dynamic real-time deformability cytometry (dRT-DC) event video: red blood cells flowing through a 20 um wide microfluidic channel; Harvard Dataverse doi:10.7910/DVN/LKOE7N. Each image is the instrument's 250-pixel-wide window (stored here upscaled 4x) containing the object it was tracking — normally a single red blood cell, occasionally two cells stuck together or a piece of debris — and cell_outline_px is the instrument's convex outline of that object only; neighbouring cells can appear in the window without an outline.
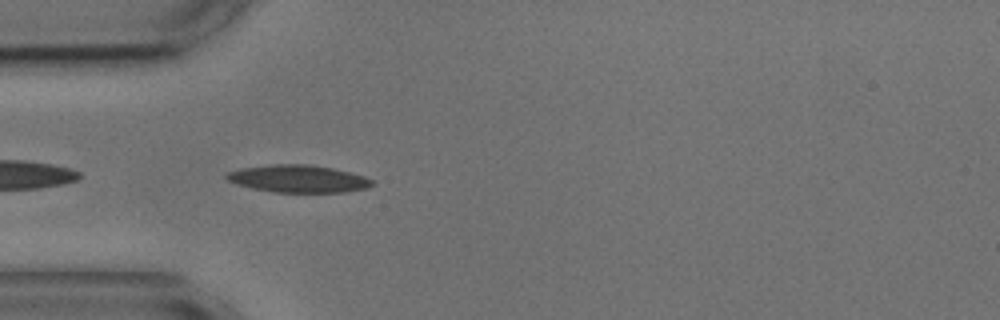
{"species": "common noctule bat (a hibernating species)", "species_latin": "Nyctalus noctula", "temperature_condition": "cold", "stored_images_in_passage": 9, "camera_frame_rate_fps": 3000, "um_per_image_px": 0.085, "animal": {"sex": "male", "body_mass_g": 17.9, "forearm_length_mm": 54.2}, "frame": {"image": 1, "passage_image": 3, "time_ms": 2.333, "image_size_px": [1000, 320], "cell_outline_px": [[376, 184], [368, 188], [344, 192], [272, 192], [252, 188], [236, 184], [228, 180], [224, 176], [228, 172], [240, 168], [268, 164], [308, 164], [332, 168], [364, 176], [372, 180]], "centroid_in_image_um": [25.34, 15.19], "position_along_channel_um": 59.7, "area_um2": 23.35}}
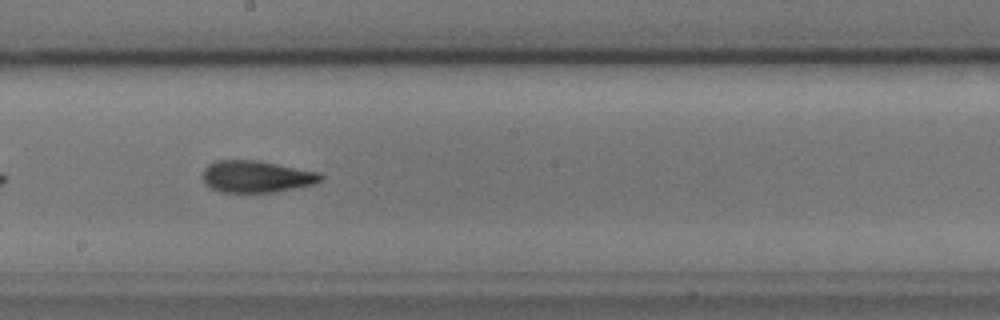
{"frame": {"image": 2, "passage_image": 7, "time_ms": 7.0, "image_size_px": [1000, 320], "cell_outline_px": [[324, 180], [312, 184], [276, 192], [220, 192], [204, 184], [204, 168], [208, 164], [216, 160], [260, 160], [320, 172], [324, 176]], "centroid_in_image_um": [21.82, 15.0], "position_along_channel_um": 226.4, "area_um2": 22.08}}